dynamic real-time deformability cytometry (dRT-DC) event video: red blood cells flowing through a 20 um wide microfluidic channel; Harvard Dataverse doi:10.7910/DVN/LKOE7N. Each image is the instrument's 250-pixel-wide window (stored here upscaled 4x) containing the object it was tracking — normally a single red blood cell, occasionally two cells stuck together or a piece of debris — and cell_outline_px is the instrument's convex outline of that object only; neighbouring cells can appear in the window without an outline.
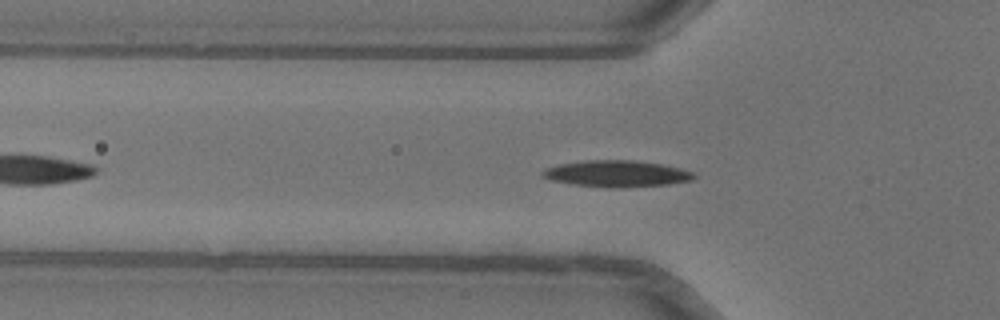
{"species": "common noctule bat (a hibernating species)", "species_latin": "Nyctalus noctula", "temperature_condition": "warm", "stored_images_in_passage": 36, "camera_frame_rate_fps": 3000, "um_per_image_px": 0.085, "animal": {"sex": "female"}, "frame": {"image": 1, "passage_image": 8, "time_ms": 2.333, "image_size_px": [1000, 320], "cell_outline_px": [[696, 176], [692, 180], [668, 184], [620, 188], [608, 188], [572, 184], [552, 180], [540, 176], [540, 172], [548, 168], [560, 164], [588, 160], [632, 160], [664, 164], [680, 168], [692, 172]], "centroid_in_image_um": [52.42, 14.77], "position_along_channel_um": 73.4, "area_um2": 23.35}}
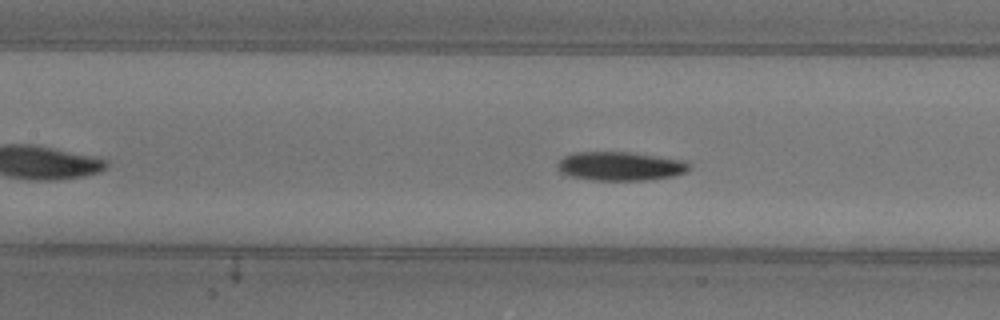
{"frame": {"image": 2, "passage_image": 14, "time_ms": 4.333, "image_size_px": [1000, 320], "cell_outline_px": [[692, 168], [688, 172], [672, 176], [644, 180], [592, 180], [568, 176], [560, 172], [556, 168], [556, 164], [564, 156], [572, 152], [632, 152], [688, 160], [692, 164]], "centroid_in_image_um": [52.76, 14.11], "position_along_channel_um": 154.6, "area_um2": 22.66}}
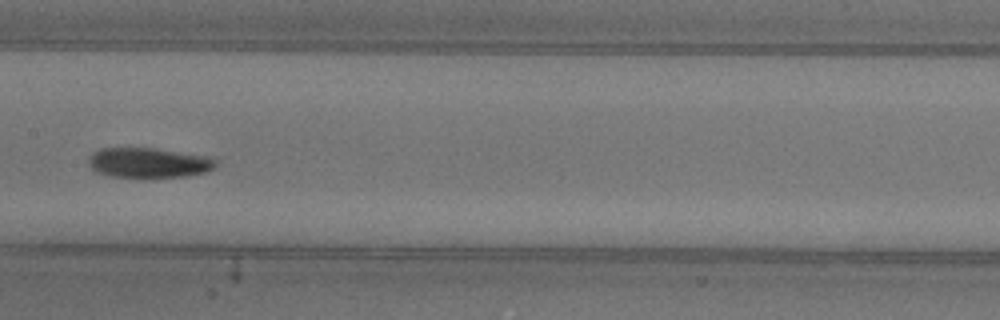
{"frame": {"image": 3, "passage_image": 17, "time_ms": 5.333, "image_size_px": [1000, 320], "cell_outline_px": [[216, 164], [212, 168], [204, 172], [188, 176], [144, 180], [112, 176], [96, 172], [88, 164], [88, 160], [92, 152], [104, 148], [152, 148], [204, 156], [216, 160]], "centroid_in_image_um": [12.58, 13.88], "position_along_channel_um": 194.8, "area_um2": 22.66}, "authors_computed_cell_mechanics": {"area_um2": 21.9062, "velocity_mm_per_s": 4.0235, "shape_relaxation_time_tau1_ms": 3.8409, "shape_relaxation_time_tau2_ms": 4.5128, "deformation_change_tau1": 0.1594, "deformation_change_tau2": 0.0957}}